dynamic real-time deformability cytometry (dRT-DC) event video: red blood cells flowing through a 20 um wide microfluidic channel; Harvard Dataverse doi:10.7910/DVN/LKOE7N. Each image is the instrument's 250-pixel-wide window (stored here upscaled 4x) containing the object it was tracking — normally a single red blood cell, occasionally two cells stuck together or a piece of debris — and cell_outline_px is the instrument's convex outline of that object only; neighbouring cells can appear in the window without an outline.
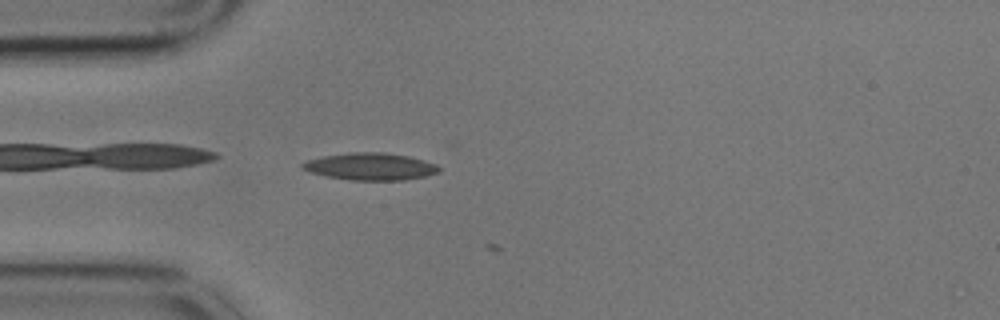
{"species": "common noctule bat (a hibernating species)", "species_latin": "Nyctalus noctula", "temperature_condition": "cold", "stored_images_in_passage": 6, "camera_frame_rate_fps": 3000, "um_per_image_px": 0.085, "animal": {"sex": "male", "body_mass_g": 17.9}, "frame": {"image": 1, "passage_image": 5, "time_ms": 1.333, "image_size_px": [1000, 320], "cell_outline_px": [[440, 172], [428, 176], [404, 180], [352, 180], [328, 176], [312, 172], [300, 168], [300, 164], [308, 160], [324, 156], [348, 152], [384, 152], [408, 156], [424, 160], [436, 164], [440, 168]], "centroid_in_image_um": [31.52, 14.15], "position_along_channel_um": 53.5, "area_um2": 21.62}}